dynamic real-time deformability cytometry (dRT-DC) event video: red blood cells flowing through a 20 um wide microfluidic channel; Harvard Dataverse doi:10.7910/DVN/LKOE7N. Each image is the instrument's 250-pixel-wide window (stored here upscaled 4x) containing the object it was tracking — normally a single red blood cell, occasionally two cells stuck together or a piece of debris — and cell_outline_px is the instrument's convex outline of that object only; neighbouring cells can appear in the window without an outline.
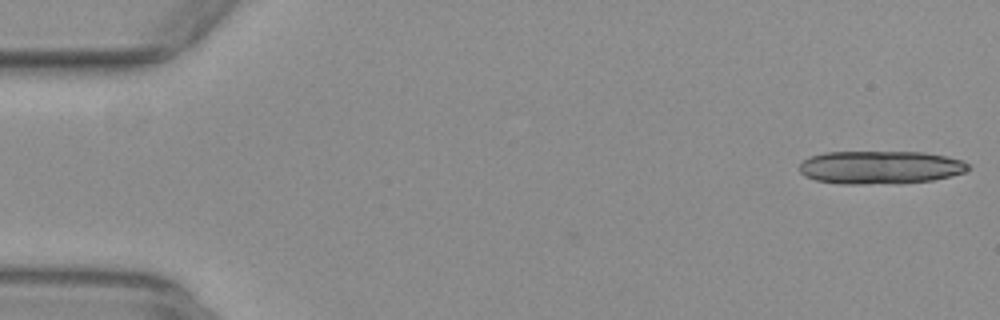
{"species": "common noctule bat (a hibernating species)", "species_latin": "Nyctalus noctula", "temperature_condition": "warm", "stored_images_in_passage": 16, "camera_frame_rate_fps": 3000, "um_per_image_px": 0.085, "animal": {"sex": "female", "body_mass_g": 29.2, "forearm_length_mm": 56.3}, "frame": {"image": 1, "passage_image": 1, "time_ms": 0.0, "image_size_px": [1000, 320], "cell_outline_px": [[968, 168], [964, 172], [932, 180], [900, 184], [840, 184], [816, 180], [804, 176], [800, 172], [800, 164], [804, 160], [812, 156], [824, 152], [924, 152], [948, 156], [964, 160], [968, 164]], "centroid_in_image_um": [74.82, 14.23], "position_along_channel_um": 10.2, "area_um2": 32.83}}